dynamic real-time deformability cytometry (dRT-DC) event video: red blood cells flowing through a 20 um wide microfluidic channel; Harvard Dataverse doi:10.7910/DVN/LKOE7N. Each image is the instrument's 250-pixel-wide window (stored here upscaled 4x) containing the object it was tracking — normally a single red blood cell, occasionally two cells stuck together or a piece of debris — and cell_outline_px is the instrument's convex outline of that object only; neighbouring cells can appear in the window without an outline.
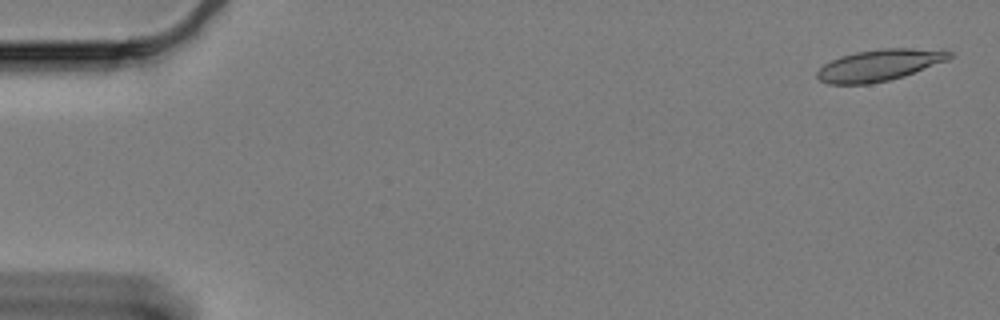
{"species": "Egyptian fruit bat (a non-hibernating species)", "species_latin": "Rousettus aegyptiacus", "temperature_condition": "cold", "stored_images_in_passage": 61, "camera_frame_rate_fps": 3000, "um_per_image_px": 0.085, "animal": {"sex": "female"}, "frame": {"image": 1, "passage_image": 2, "time_ms": 0.333, "image_size_px": [1000, 320], "cell_outline_px": [[956, 52], [948, 60], [904, 76], [888, 80], [868, 84], [828, 84], [820, 80], [816, 76], [816, 72], [824, 64], [840, 56], [856, 52], [880, 48], [912, 48]], "centroid_in_image_um": [74.73, 5.54], "position_along_channel_um": 10.3, "area_um2": 24.22}}
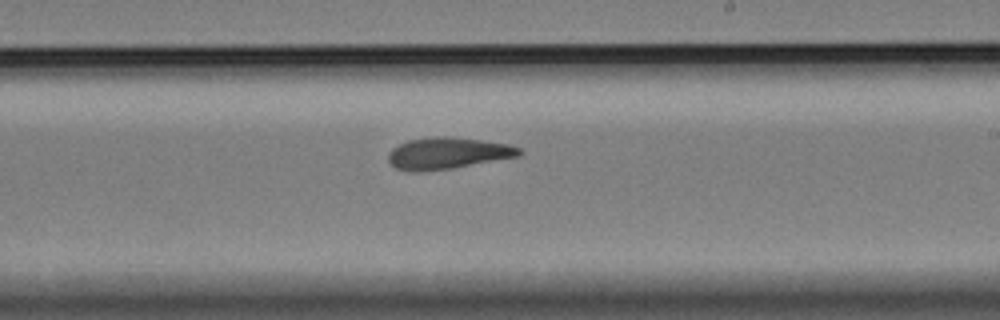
{"frame": {"image": 2, "passage_image": 36, "time_ms": 11.667, "image_size_px": [1000, 320], "cell_outline_px": [[524, 152], [520, 156], [452, 168], [420, 172], [412, 172], [396, 168], [388, 160], [388, 152], [392, 148], [408, 140], [440, 136], [444, 136], [480, 140], [508, 144], [520, 148]], "centroid_in_image_um": [38.05, 13.03], "position_along_channel_um": 251.0, "area_um2": 23.99}}
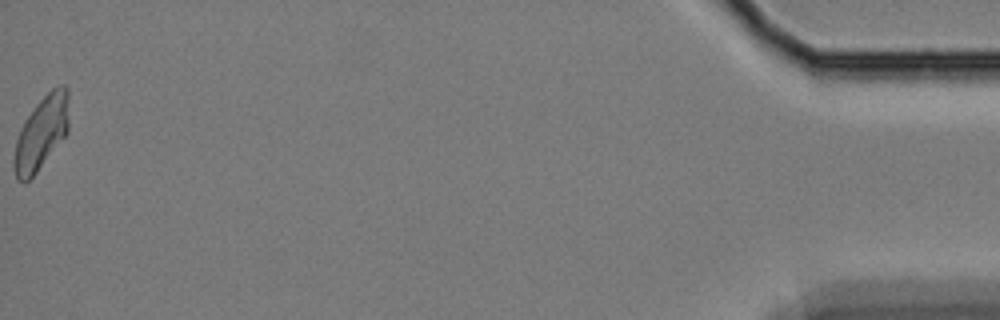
{"frame": {"image": 3, "passage_image": 61, "time_ms": 20.0, "image_size_px": [1000, 320], "cell_outline_px": [[68, 132], [36, 172], [28, 180], [16, 180], [12, 164], [12, 160], [16, 140], [20, 128], [24, 120], [36, 104], [52, 88], [60, 84], [64, 84], [68, 88]], "centroid_in_image_um": [3.5, 11.28], "position_along_channel_um": 431.7, "area_um2": 23.41}, "authors_computed_cell_mechanics": {"area_um2": 23.7558, "velocity_mm_per_s": 3.2914, "shape_relaxation_time_tau1_ms": null, "shape_relaxation_time_tau2_ms": 4.52, "deformation_change_tau1": null, "deformation_change_tau2": 0.1152}}